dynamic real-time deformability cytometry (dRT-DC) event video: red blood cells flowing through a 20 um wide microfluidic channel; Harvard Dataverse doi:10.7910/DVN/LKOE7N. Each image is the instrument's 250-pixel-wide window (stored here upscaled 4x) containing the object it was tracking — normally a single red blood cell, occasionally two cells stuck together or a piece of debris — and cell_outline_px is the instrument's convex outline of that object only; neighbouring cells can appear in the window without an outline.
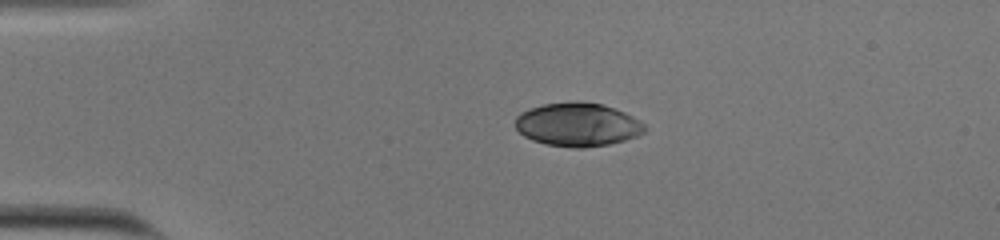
{"species": "human", "species_latin": "Homo sapiens", "temperature_condition": "cold", "stored_images_in_passage": 43, "camera_frame_rate_fps": 3000, "um_per_image_px": 0.085, "donor": {"sex": "male"}, "frame": {"image": 1, "passage_image": 1, "time_ms": 0.0, "image_size_px": [1000, 240], "cell_outline_px": [[648, 128], [644, 132], [636, 136], [624, 140], [608, 144], [584, 148], [572, 148], [544, 144], [532, 140], [524, 136], [516, 128], [516, 116], [520, 112], [528, 108], [544, 104], [576, 100], [580, 100], [600, 104], [624, 112], [640, 120]], "centroid_in_image_um": [49.08, 10.58], "position_along_channel_um": 35.9, "area_um2": 33.06}}
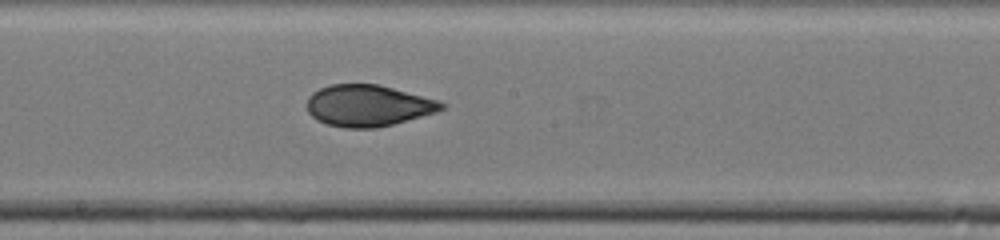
{"frame": {"image": 2, "passage_image": 19, "time_ms": 6.0, "image_size_px": [1000, 240], "cell_outline_px": [[448, 104], [444, 108], [436, 112], [392, 124], [376, 128], [344, 128], [328, 124], [316, 120], [308, 112], [308, 96], [312, 92], [328, 84], [380, 84], [440, 100]], "centroid_in_image_um": [31.3, 8.96], "position_along_channel_um": 216.9, "area_um2": 32.71}}
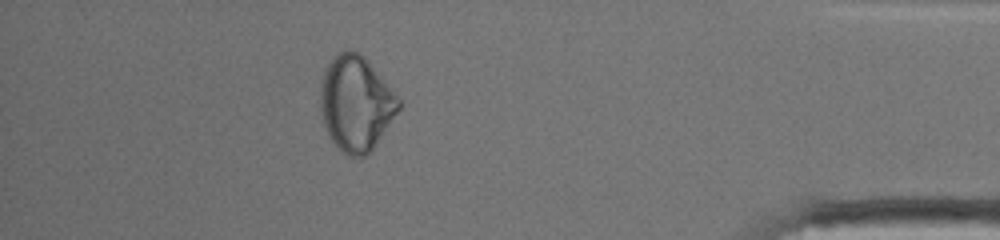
{"frame": {"image": 3, "passage_image": 37, "time_ms": 12.0, "image_size_px": [1000, 240], "cell_outline_px": [[400, 108], [372, 148], [364, 156], [348, 156], [340, 152], [328, 136], [324, 124], [320, 108], [320, 80], [324, 68], [340, 52], [348, 48], [360, 52], [368, 60], [400, 100]], "centroid_in_image_um": [30.21, 8.77], "position_along_channel_um": 405.0, "area_um2": 43.18}, "authors_computed_cell_mechanics": {"area_um2": 33.2928, "velocity_mm_per_s": 3.8021, "shape_relaxation_time_tau1_ms": 4.5814, "shape_relaxation_time_tau2_ms": 2.2302, "deformation_change_tau1": 0.1406, "deformation_change_tau2": 0.0617}}